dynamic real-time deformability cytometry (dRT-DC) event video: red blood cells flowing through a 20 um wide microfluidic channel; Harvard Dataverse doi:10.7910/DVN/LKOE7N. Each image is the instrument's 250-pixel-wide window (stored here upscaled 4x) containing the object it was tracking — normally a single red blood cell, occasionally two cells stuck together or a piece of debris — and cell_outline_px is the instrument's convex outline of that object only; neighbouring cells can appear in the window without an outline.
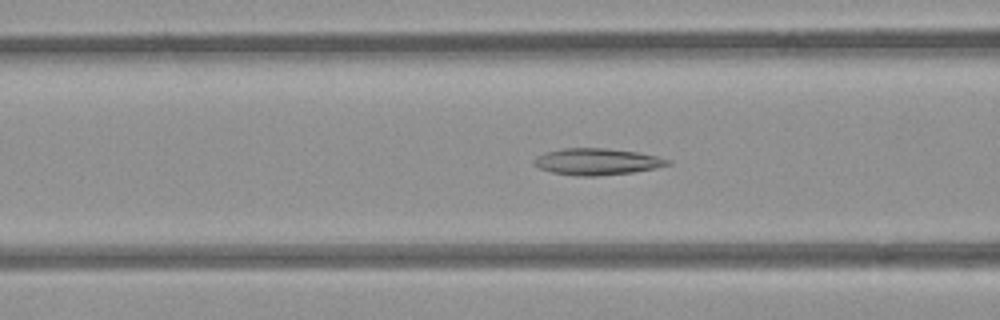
{"species": "common noctule bat (a hibernating species)", "species_latin": "Nyctalus noctula", "temperature_condition": "room temperature", "stored_images_in_passage": 55, "segment_of_instrument_passage": [1, 2], "camera_frame_rate_fps": 3000, "um_per_image_px": 0.085, "animal": {"sex": "female", "body_mass_g": 21.9}, "frame": {"image": 1, "passage_image": 21, "time_ms": 6.667, "image_size_px": [1000, 320], "cell_outline_px": [[672, 164], [656, 168], [632, 172], [596, 176], [576, 176], [552, 172], [540, 168], [532, 164], [532, 160], [536, 156], [544, 152], [560, 148], [604, 148], [636, 152], [656, 156], [672, 160]], "centroid_in_image_um": [50.71, 13.74], "position_along_channel_um": 115.9, "area_um2": 20.81}}
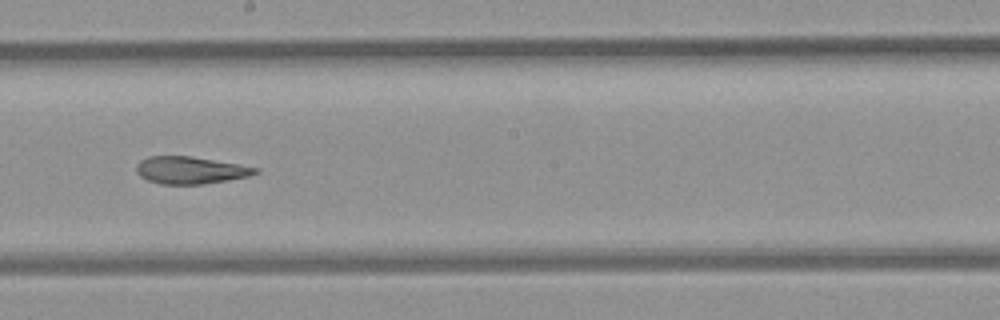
{"frame": {"image": 2, "passage_image": 30, "time_ms": 9.667, "image_size_px": [1000, 320], "cell_outline_px": [[260, 172], [248, 176], [204, 184], [160, 184], [148, 180], [140, 176], [136, 172], [136, 164], [140, 160], [148, 156], [192, 156], [260, 168]], "centroid_in_image_um": [16.16, 14.46], "position_along_channel_um": 232.0, "area_um2": 18.9}}
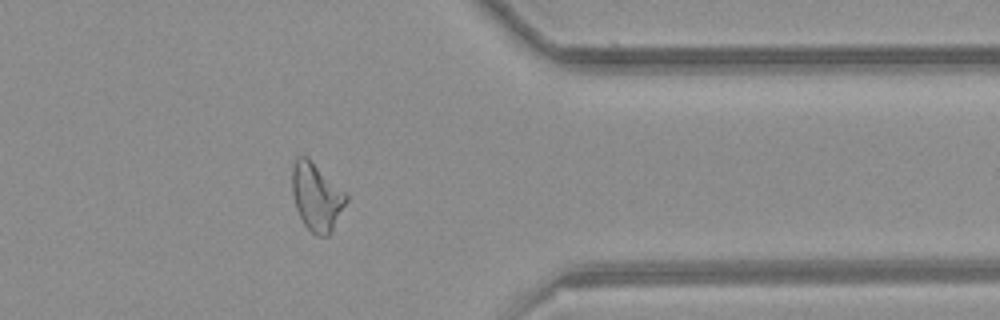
{"frame": {"image": 3, "passage_image": 43, "time_ms": 14.0, "image_size_px": [1000, 320], "cell_outline_px": [[348, 200], [332, 232], [328, 236], [316, 236], [304, 224], [296, 208], [292, 192], [292, 164], [296, 156], [308, 156], [348, 192]], "centroid_in_image_um": [26.94, 16.69], "position_along_channel_um": 384.5, "area_um2": 21.96}}